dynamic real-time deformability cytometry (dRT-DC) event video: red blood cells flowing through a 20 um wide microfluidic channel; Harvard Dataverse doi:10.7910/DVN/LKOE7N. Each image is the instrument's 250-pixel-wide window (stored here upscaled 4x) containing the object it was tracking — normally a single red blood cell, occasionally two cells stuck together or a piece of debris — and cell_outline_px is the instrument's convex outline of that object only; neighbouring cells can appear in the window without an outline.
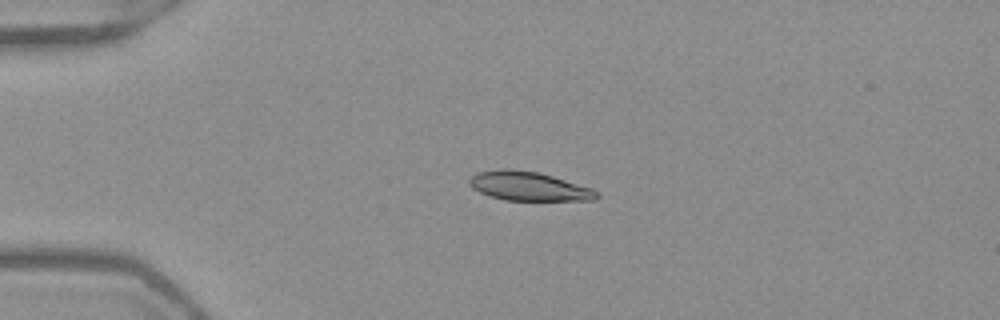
{"species": "Egyptian fruit bat (a non-hibernating species)", "species_latin": "Rousettus aegyptiacus", "temperature_condition": "warm", "stored_images_in_passage": 40, "camera_frame_rate_fps": 3000, "um_per_image_px": 0.085, "frame": {"image": 1, "passage_image": 1, "time_ms": 0.0, "image_size_px": [1000, 320], "cell_outline_px": [[600, 196], [596, 200], [504, 200], [480, 192], [472, 188], [468, 184], [468, 180], [476, 172], [500, 168], [512, 168], [536, 172], [552, 176], [592, 188], [600, 192]], "centroid_in_image_um": [44.94, 15.82], "position_along_channel_um": 40.1, "area_um2": 21.62}}
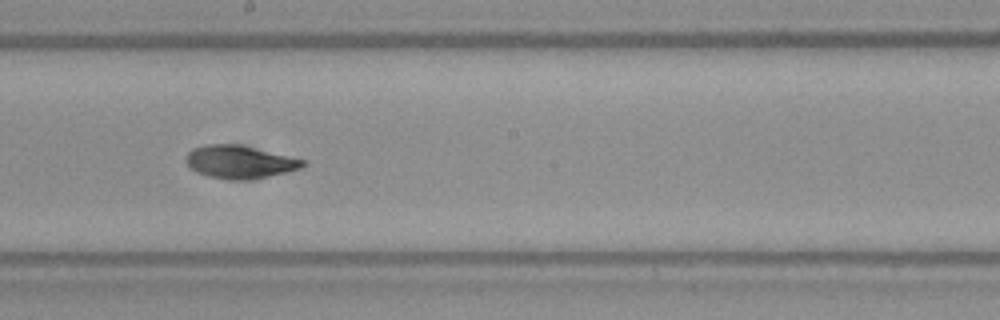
{"frame": {"image": 2, "passage_image": 18, "time_ms": 5.667, "image_size_px": [1000, 320], "cell_outline_px": [[308, 164], [300, 168], [268, 176], [232, 180], [208, 176], [196, 172], [184, 160], [188, 152], [192, 148], [204, 144], [236, 144], [288, 156], [304, 160]], "centroid_in_image_um": [20.31, 13.75], "position_along_channel_um": 227.9, "area_um2": 21.91}}
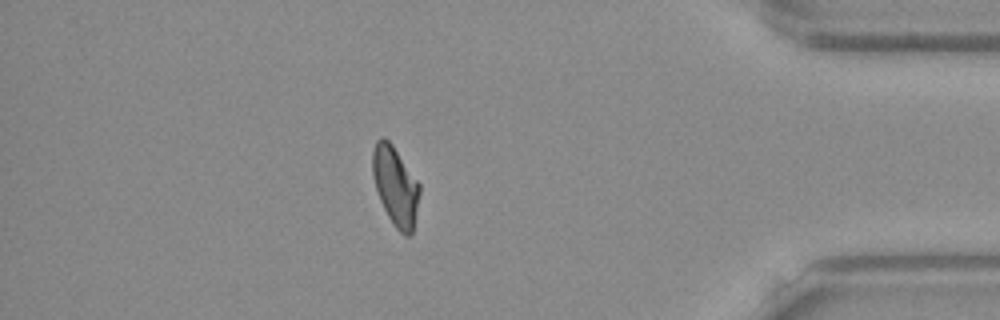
{"frame": {"image": 3, "passage_image": 34, "time_ms": 11.0, "image_size_px": [1000, 320], "cell_outline_px": [[420, 192], [412, 232], [408, 236], [404, 236], [396, 228], [388, 216], [380, 200], [376, 188], [372, 172], [372, 152], [376, 140], [380, 136], [384, 136], [392, 144], [420, 184]], "centroid_in_image_um": [33.6, 15.78], "position_along_channel_um": 401.6, "area_um2": 21.5}, "authors_computed_cell_mechanics": {"area_um2": 21.7328, "velocity_mm_per_s": 3.9322, "shape_relaxation_time_tau1_ms": 3.5321, "shape_relaxation_time_tau2_ms": 1.0022, "deformation_change_tau1": 0.1489, "deformation_change_tau2": 0.0554}}